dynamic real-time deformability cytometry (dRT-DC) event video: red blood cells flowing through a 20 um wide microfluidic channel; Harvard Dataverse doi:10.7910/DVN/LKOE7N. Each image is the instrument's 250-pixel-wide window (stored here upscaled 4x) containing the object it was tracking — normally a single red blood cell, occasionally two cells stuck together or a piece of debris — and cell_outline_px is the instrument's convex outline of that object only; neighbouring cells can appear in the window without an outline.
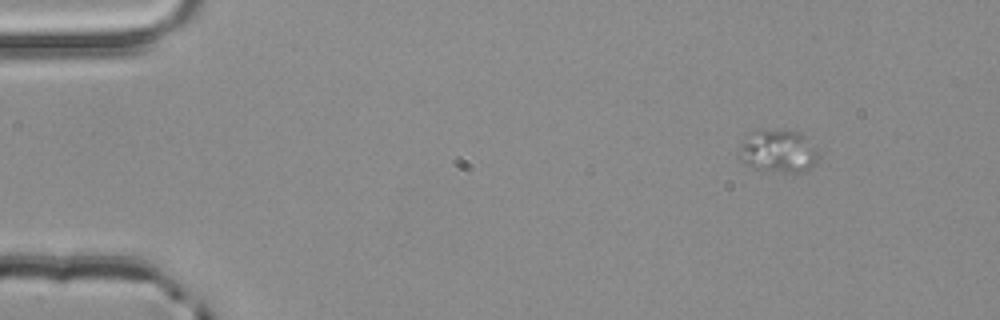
{"species": "common noctule bat (a hibernating species)", "species_latin": "Nyctalus noctula", "temperature_condition": "room temperature", "stored_images_in_passage": 3, "camera_frame_rate_fps": 3000, "um_per_image_px": 0.085, "animal": {"sex": "male", "body_mass_g": 20.4}, "frame": {"image": 1, "passage_image": 1, "time_ms": 0.0, "image_size_px": [1000, 320], "cell_outline_px": [[820, 156], [816, 164], [804, 172], [784, 172], [756, 168], [744, 164], [740, 160], [736, 152], [744, 136], [748, 132], [756, 128], [800, 132], [820, 152]], "centroid_in_image_um": [66.1, 12.82], "position_along_channel_um": 18.9, "area_um2": 20.46}}
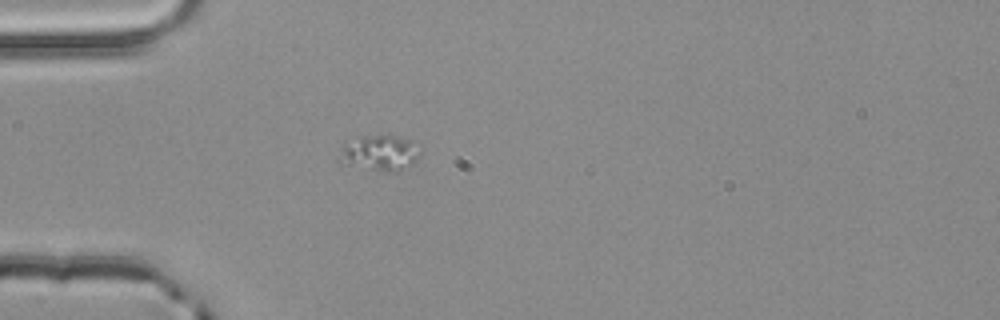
{"frame": {"image": 2, "passage_image": 3, "time_ms": 0.667, "image_size_px": [1000, 320], "cell_outline_px": [[420, 156], [412, 164], [400, 172], [384, 172], [336, 164], [336, 160], [344, 148], [360, 136], [396, 136], [412, 140], [420, 152]], "centroid_in_image_um": [32.28, 13.06], "position_along_channel_um": 52.7, "area_um2": 16.88}}